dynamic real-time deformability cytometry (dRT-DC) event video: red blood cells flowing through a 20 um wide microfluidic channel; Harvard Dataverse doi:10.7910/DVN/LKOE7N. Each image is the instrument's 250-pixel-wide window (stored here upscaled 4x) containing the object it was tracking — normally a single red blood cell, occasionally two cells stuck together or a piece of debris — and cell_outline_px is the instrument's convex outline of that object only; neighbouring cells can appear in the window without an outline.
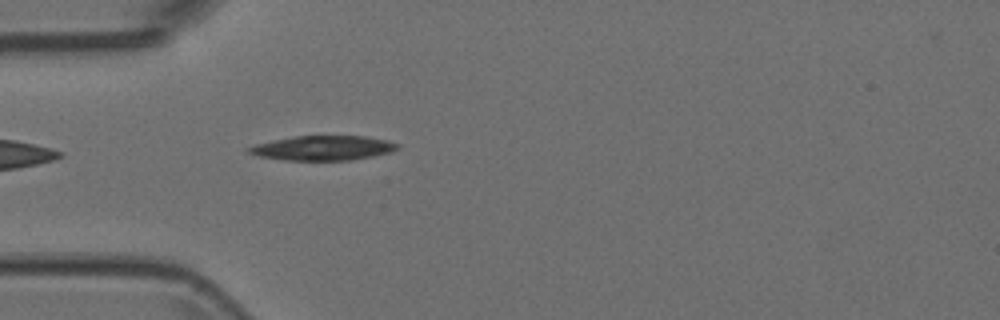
{"species": "Egyptian fruit bat (a non-hibernating species)", "species_latin": "Rousettus aegyptiacus", "temperature_condition": "room temperature", "stored_images_in_passage": 1, "camera_frame_rate_fps": 3000, "um_per_image_px": 0.085, "animal": {"sex": "female"}, "frame": {"image": 1, "passage_image": 1, "time_ms": 0.0, "image_size_px": [1000, 320], "cell_outline_px": [[400, 148], [392, 152], [372, 156], [348, 160], [284, 160], [260, 156], [248, 152], [244, 148], [256, 144], [272, 140], [296, 136], [364, 136], [388, 140], [400, 144]], "centroid_in_image_um": [27.47, 12.57], "position_along_channel_um": 57.5, "area_um2": 21.33}}